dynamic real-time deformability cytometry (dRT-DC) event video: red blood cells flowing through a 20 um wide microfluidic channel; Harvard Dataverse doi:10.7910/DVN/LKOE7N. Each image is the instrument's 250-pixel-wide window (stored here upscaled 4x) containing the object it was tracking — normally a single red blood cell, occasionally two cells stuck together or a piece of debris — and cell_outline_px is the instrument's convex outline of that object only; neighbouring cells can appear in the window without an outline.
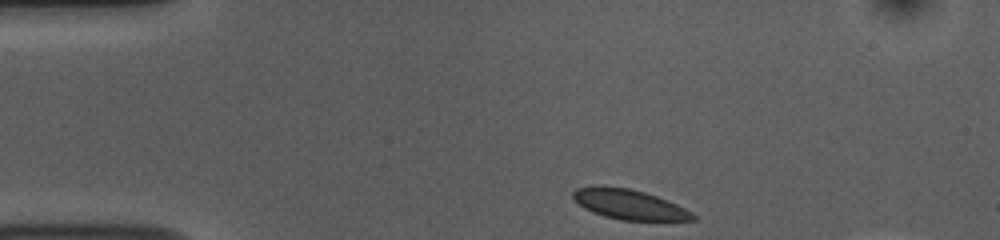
{"species": "common noctule bat (a hibernating species)", "species_latin": "Nyctalus noctula", "temperature_condition": "room temperature", "stored_images_in_passage": 43, "camera_frame_rate_fps": 3000, "um_per_image_px": 0.085, "animal": {"sex": "female", "body_mass_g": 10.0, "forearm_length_mm": 53.1}, "frame": {"image": 1, "passage_image": 1, "time_ms": 0.0, "image_size_px": [1000, 240], "cell_outline_px": [[696, 220], [620, 220], [604, 216], [592, 212], [584, 208], [572, 196], [572, 192], [576, 188], [596, 184], [600, 184], [628, 188], [644, 192], [656, 196], [676, 204], [692, 212], [696, 216]], "centroid_in_image_um": [53.43, 17.35], "position_along_channel_um": 31.6, "area_um2": 20.98}}
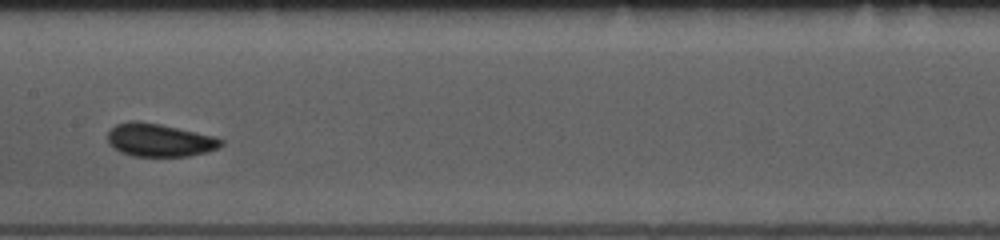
{"frame": {"image": 2, "passage_image": 18, "time_ms": 5.667, "image_size_px": [1000, 240], "cell_outline_px": [[224, 144], [220, 148], [208, 152], [188, 156], [132, 156], [120, 152], [112, 148], [108, 144], [108, 132], [116, 124], [128, 120], [136, 120], [160, 124], [216, 136], [224, 140]], "centroid_in_image_um": [13.57, 11.91], "position_along_channel_um": 193.8, "area_um2": 22.2}}
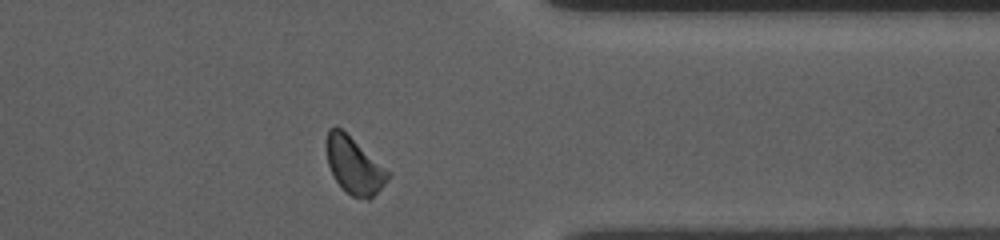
{"frame": {"image": 3, "passage_image": 34, "time_ms": 11.0, "image_size_px": [1000, 240], "cell_outline_px": [[392, 172], [388, 180], [368, 200], [352, 196], [336, 180], [328, 164], [324, 148], [324, 140], [328, 128], [340, 128]], "centroid_in_image_um": [30.08, 14.03], "position_along_channel_um": 381.3, "area_um2": 20.29}, "authors_computed_cell_mechanics": {"area_um2": 20.9814, "velocity_mm_per_s": 3.6948, "shape_relaxation_time_tau1_ms": 2.2217, "shape_relaxation_time_tau2_ms": 4.4169, "deformation_change_tau1": 0.0498, "deformation_change_tau2": 0.0473}}